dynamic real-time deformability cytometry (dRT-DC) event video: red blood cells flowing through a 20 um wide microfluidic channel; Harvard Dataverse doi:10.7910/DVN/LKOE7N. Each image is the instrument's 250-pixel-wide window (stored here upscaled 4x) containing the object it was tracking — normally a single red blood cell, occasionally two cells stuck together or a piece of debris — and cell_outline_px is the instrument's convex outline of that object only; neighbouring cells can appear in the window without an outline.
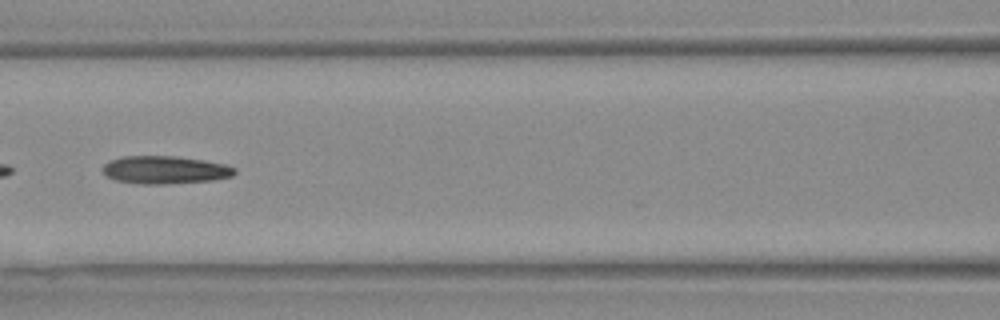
{"species": "Egyptian fruit bat (a non-hibernating species)", "species_latin": "Rousettus aegyptiacus", "temperature_condition": "warm", "stored_images_in_passage": 4, "camera_frame_rate_fps": 3000, "um_per_image_px": 0.085, "animal": {"sex": "female"}, "frame": {"image": 1, "passage_image": 4, "time_ms": 1.0, "image_size_px": [1000, 320], "cell_outline_px": [[236, 172], [232, 176], [212, 180], [164, 184], [140, 184], [116, 180], [108, 176], [104, 172], [104, 164], [112, 160], [124, 156], [176, 156], [224, 164], [236, 168]], "centroid_in_image_um": [14.04, 14.44], "position_along_channel_um": 152.6, "area_um2": 21.1}}